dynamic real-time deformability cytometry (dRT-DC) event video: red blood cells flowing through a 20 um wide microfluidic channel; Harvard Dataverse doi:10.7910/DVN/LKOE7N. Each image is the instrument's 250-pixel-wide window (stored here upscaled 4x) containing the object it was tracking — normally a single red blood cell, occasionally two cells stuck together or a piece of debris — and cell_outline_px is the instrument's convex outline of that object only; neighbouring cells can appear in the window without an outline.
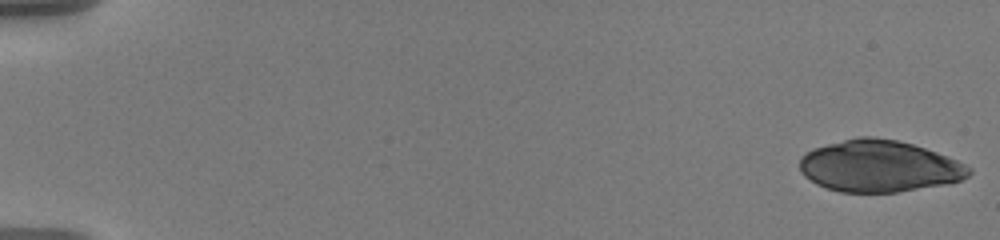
{"species": "human", "species_latin": "Homo sapiens", "temperature_condition": "warm", "stored_images_in_passage": 23, "camera_frame_rate_fps": 3000, "um_per_image_px": 0.085, "donor": {"sex": "male"}, "frame": {"image": 1, "passage_image": 1, "time_ms": 0.0, "image_size_px": [1000, 240], "cell_outline_px": [[972, 172], [968, 176], [960, 180], [948, 184], [896, 192], [840, 192], [824, 188], [816, 184], [804, 176], [800, 172], [800, 156], [812, 148], [856, 136], [872, 136], [896, 140], [912, 144], [948, 156], [972, 168]], "centroid_in_image_um": [74.7, 14.12], "position_along_channel_um": 10.3, "area_um2": 51.27}}
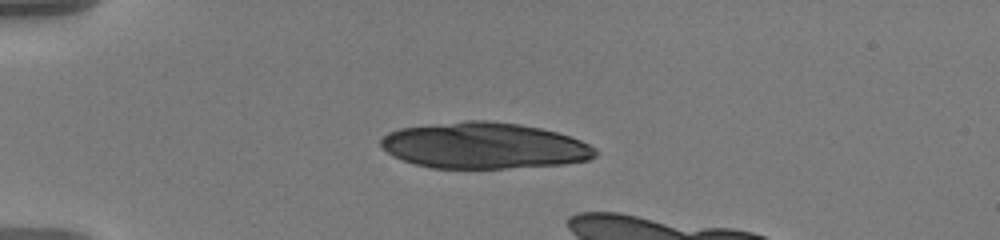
{"frame": {"image": 2, "passage_image": 15, "time_ms": 4.667, "image_size_px": [1000, 240], "cell_outline_px": [[596, 156], [588, 160], [564, 164], [504, 168], [432, 168], [416, 164], [392, 156], [380, 144], [380, 140], [388, 132], [400, 128], [468, 120], [488, 120], [520, 124], [540, 128], [556, 132], [580, 140], [596, 148]], "centroid_in_image_um": [41.15, 12.38], "position_along_channel_um": 43.8, "area_um2": 57.45}}